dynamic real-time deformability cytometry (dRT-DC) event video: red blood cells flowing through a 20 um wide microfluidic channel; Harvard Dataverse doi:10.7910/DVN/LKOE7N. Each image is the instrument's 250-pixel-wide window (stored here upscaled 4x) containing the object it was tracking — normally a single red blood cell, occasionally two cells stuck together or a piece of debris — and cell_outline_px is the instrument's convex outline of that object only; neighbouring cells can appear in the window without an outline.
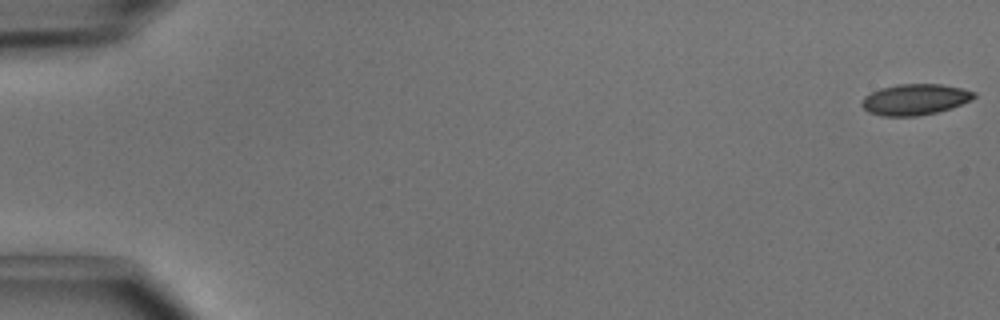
{"species": "common noctule bat (a hibernating species)", "species_latin": "Nyctalus noctula", "temperature_condition": "cold", "stored_images_in_passage": 50, "camera_frame_rate_fps": 3000, "um_per_image_px": 0.085, "animal": {"sex": "male", "body_mass_g": 15.6}, "frame": {"image": 1, "passage_image": 1, "time_ms": 0.0, "image_size_px": [1000, 320], "cell_outline_px": [[976, 96], [952, 108], [936, 112], [916, 116], [880, 116], [868, 112], [860, 104], [864, 96], [880, 88], [896, 84], [940, 84], [960, 88], [976, 92]], "centroid_in_image_um": [77.72, 8.45], "position_along_channel_um": 7.3, "area_um2": 20.17}}
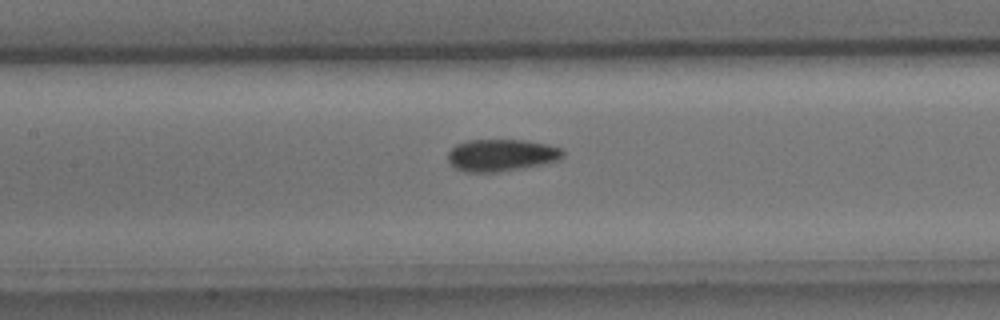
{"frame": {"image": 2, "passage_image": 24, "time_ms": 7.667, "image_size_px": [1000, 320], "cell_outline_px": [[564, 156], [560, 160], [544, 164], [496, 172], [464, 172], [456, 168], [448, 160], [448, 152], [456, 144], [468, 140], [524, 140], [548, 144], [560, 148], [564, 152]], "centroid_in_image_um": [42.63, 13.19], "position_along_channel_um": 164.8, "area_um2": 21.5}}
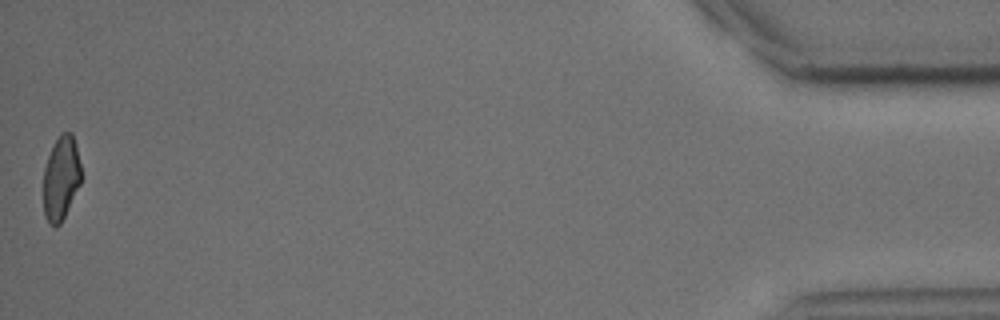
{"frame": {"image": 3, "passage_image": 50, "time_ms": 16.333, "image_size_px": [1000, 320], "cell_outline_px": [[80, 184], [60, 224], [48, 224], [44, 216], [44, 168], [48, 156], [56, 140], [64, 132], [72, 132], [76, 144], [80, 164]], "centroid_in_image_um": [5.18, 15.13], "position_along_channel_um": 430.0, "area_um2": 18.09}, "authors_computed_cell_mechanics": {"area_um2": 20.8658, "velocity_mm_per_s": 4.0662, "shape_relaxation_time_tau1_ms": 5.3821, "shape_relaxation_time_tau2_ms": 3.6688, "deformation_change_tau1": 0.1048, "deformation_change_tau2": 0.084}}